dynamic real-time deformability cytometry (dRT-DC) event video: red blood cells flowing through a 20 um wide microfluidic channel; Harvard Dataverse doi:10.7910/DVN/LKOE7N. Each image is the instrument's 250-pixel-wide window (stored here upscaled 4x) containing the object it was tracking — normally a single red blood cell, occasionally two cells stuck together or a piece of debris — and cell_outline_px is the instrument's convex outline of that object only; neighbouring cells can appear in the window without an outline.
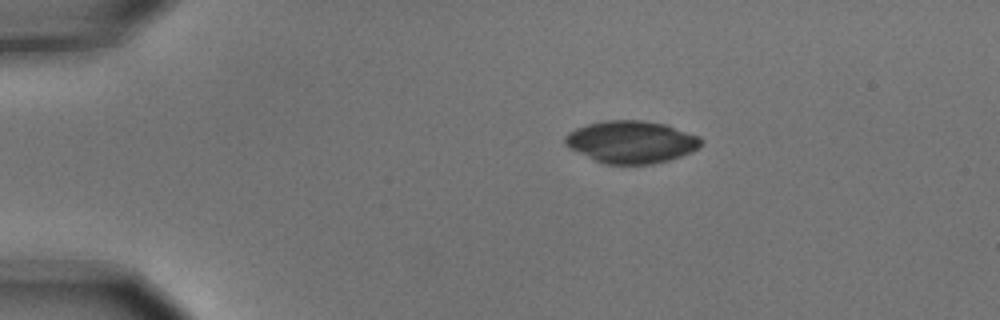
{"species": "common noctule bat (a hibernating species)", "species_latin": "Nyctalus noctula", "temperature_condition": "cold", "stored_images_in_passage": 3, "camera_frame_rate_fps": 3000, "um_per_image_px": 0.085, "animal": {"sex": "male", "body_mass_g": 15.6}, "frame": {"image": 1, "passage_image": 1, "time_ms": 0.0, "image_size_px": [1000, 320], "cell_outline_px": [[704, 140], [692, 152], [668, 160], [652, 164], [604, 164], [568, 148], [564, 144], [564, 136], [568, 132], [576, 128], [588, 124], [604, 120], [644, 120], [664, 124], [700, 136]], "centroid_in_image_um": [53.63, 12.06], "position_along_channel_um": 31.4, "area_um2": 33.58}}